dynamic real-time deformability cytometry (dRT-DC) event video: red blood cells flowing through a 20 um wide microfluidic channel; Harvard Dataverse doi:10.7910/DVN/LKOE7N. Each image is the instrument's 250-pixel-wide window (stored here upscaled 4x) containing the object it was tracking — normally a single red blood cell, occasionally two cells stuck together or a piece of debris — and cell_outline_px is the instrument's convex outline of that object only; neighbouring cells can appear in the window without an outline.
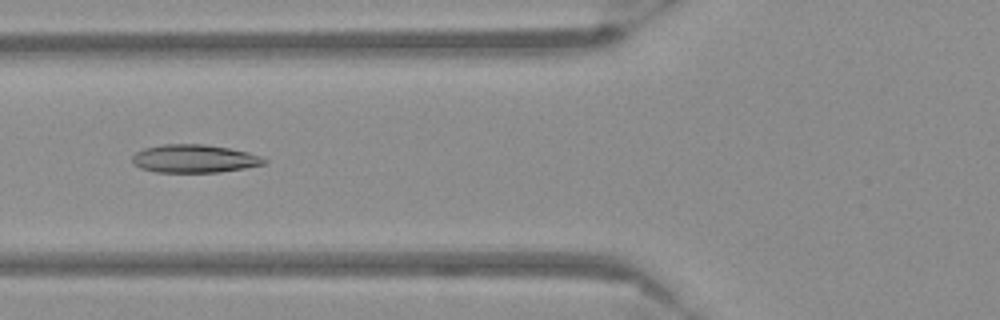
{"species": "Egyptian fruit bat (a non-hibernating species)", "species_latin": "Rousettus aegyptiacus", "temperature_condition": "warm", "stored_images_in_passage": 54, "camera_frame_rate_fps": 3000, "um_per_image_px": 0.085, "frame": {"image": 1, "passage_image": 21, "time_ms": 6.667, "image_size_px": [1000, 320], "cell_outline_px": [[268, 160], [264, 164], [244, 168], [220, 172], [156, 172], [140, 168], [132, 164], [132, 156], [136, 152], [144, 148], [160, 144], [208, 144], [248, 152], [260, 156]], "centroid_in_image_um": [16.48, 13.48], "position_along_channel_um": 109.3, "area_um2": 21.73}}
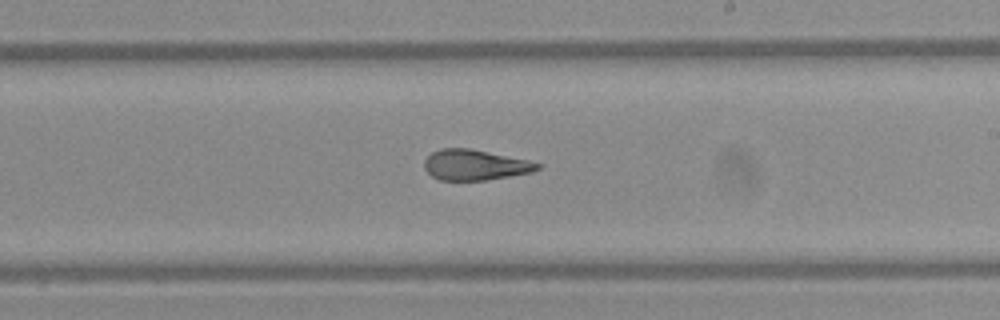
{"frame": {"image": 2, "passage_image": 32, "time_ms": 10.333, "image_size_px": [1000, 320], "cell_outline_px": [[540, 168], [532, 172], [484, 180], [440, 180], [432, 176], [424, 168], [424, 160], [432, 152], [440, 148], [468, 148], [528, 160], [540, 164]], "centroid_in_image_um": [40.34, 14.01], "position_along_channel_um": 248.7, "area_um2": 19.88}}
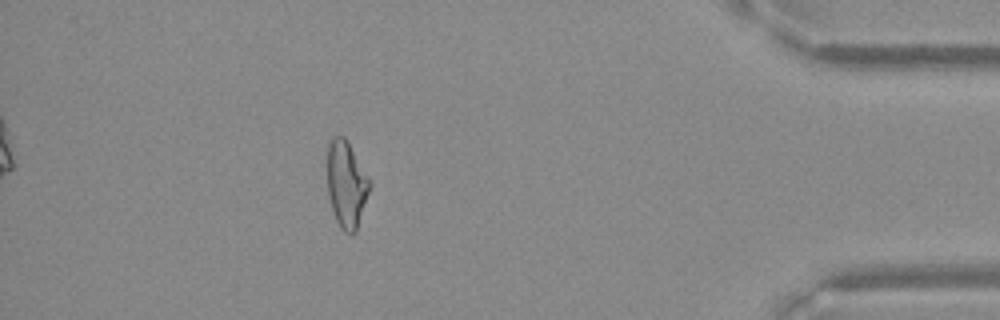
{"frame": {"image": 3, "passage_image": 48, "time_ms": 15.667, "image_size_px": [1000, 320], "cell_outline_px": [[372, 184], [356, 232], [352, 236], [344, 232], [340, 228], [336, 220], [328, 196], [328, 144], [332, 136], [344, 136]], "centroid_in_image_um": [29.45, 15.72], "position_along_channel_um": 405.8, "area_um2": 21.27}}